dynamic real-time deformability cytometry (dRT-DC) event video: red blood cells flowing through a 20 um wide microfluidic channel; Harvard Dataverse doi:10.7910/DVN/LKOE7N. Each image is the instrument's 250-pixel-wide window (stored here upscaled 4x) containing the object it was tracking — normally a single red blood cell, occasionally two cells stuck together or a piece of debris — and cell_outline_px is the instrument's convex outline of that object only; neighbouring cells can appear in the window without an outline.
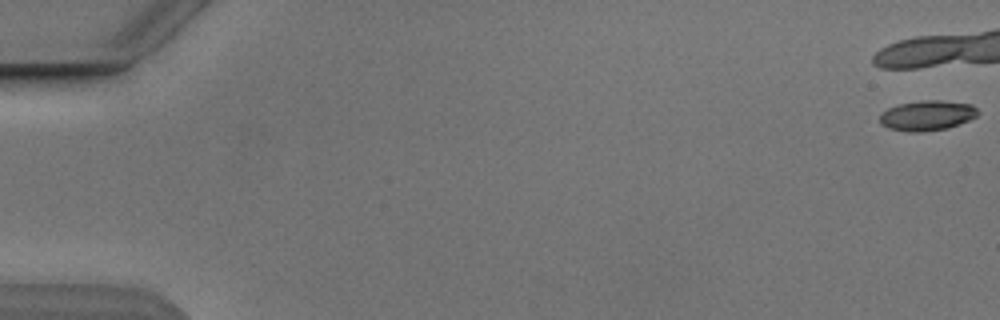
{"species": "Egyptian fruit bat (a non-hibernating species)", "species_latin": "Rousettus aegyptiacus", "temperature_condition": "cold", "stored_images_in_passage": 6, "camera_frame_rate_fps": 3000, "um_per_image_px": 0.085, "animal": {"sex": "male"}, "frame": {"image": 1, "passage_image": 1, "time_ms": 0.0, "image_size_px": [1000, 320], "cell_outline_px": [[980, 112], [976, 116], [960, 124], [948, 128], [920, 132], [908, 132], [888, 128], [880, 124], [880, 112], [896, 104], [920, 100], [940, 100], [972, 104]], "centroid_in_image_um": [78.78, 9.81], "position_along_channel_um": 6.2, "area_um2": 17.46}}